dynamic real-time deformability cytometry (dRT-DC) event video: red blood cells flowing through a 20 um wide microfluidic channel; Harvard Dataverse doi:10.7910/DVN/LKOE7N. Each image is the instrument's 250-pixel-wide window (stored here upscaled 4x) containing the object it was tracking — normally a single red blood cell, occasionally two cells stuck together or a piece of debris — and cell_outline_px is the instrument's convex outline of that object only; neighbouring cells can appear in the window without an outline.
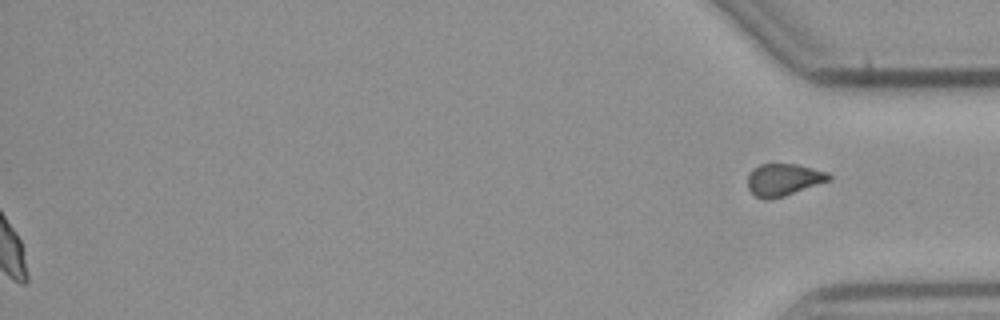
{"species": "common noctule bat (a hibernating species)", "species_latin": "Nyctalus noctula", "temperature_condition": "cold", "stored_images_in_passage": 48, "segment_of_instrument_passage": [2, 2], "camera_frame_rate_fps": 3000, "um_per_image_px": 0.085, "animal": {"sex": "male", "body_mass_g": 23.1, "forearm_length_mm": 52.7}, "frame": {"image": 1, "passage_image": 48, "time_ms": 15.667, "image_size_px": [1000, 320], "cell_outline_px": [[832, 180], [784, 196], [768, 200], [764, 200], [756, 196], [748, 188], [748, 176], [752, 168], [760, 164], [796, 164], [828, 172], [832, 176]], "centroid_in_image_um": [66.61, 15.27], "position_along_channel_um": 368.6, "area_um2": 15.32}}